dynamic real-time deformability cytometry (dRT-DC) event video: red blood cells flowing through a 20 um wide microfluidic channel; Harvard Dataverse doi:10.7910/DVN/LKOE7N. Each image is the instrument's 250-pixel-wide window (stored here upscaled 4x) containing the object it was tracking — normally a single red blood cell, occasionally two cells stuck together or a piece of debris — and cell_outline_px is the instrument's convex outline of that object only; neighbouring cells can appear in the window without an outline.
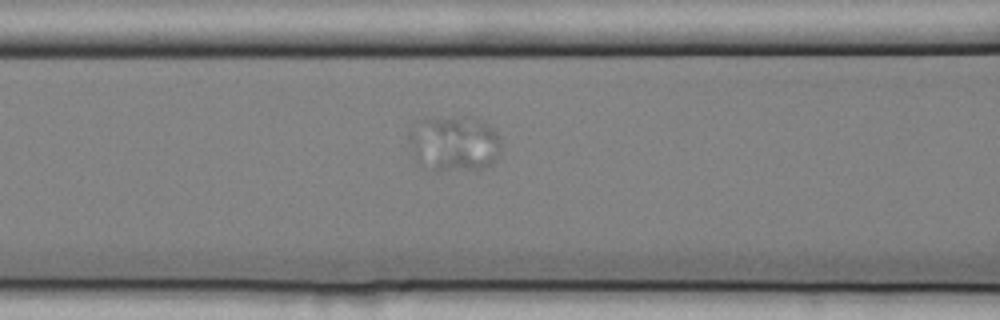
{"species": "common noctule bat (a hibernating species)", "species_latin": "Nyctalus noctula", "temperature_condition": "cold", "stored_images_in_passage": 48, "camera_frame_rate_fps": 3000, "um_per_image_px": 0.085, "animal": {"sex": "female", "body_mass_g": 25.1}, "frame": {"image": 1, "passage_image": 15, "time_ms": 4.667, "image_size_px": [1000, 320], "cell_outline_px": [[500, 144], [496, 156], [492, 164], [476, 172], [436, 172], [420, 164], [416, 160], [408, 140], [408, 132], [416, 120], [424, 116], [476, 120], [492, 128], [500, 136]], "centroid_in_image_um": [38.53, 12.26], "position_along_channel_um": 128.1, "area_um2": 30.46}}
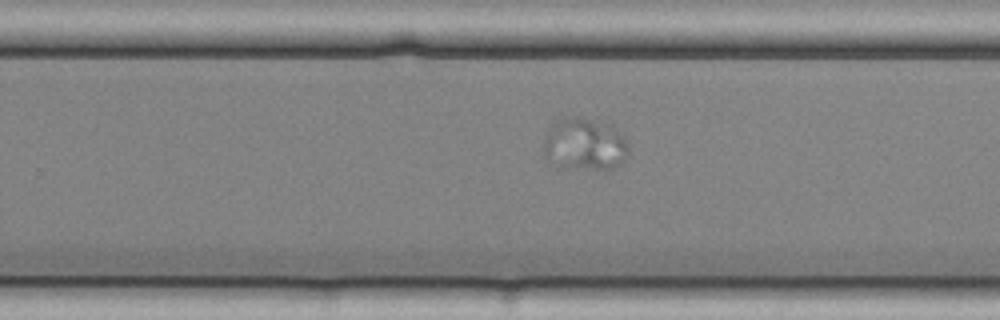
{"frame": {"image": 2, "passage_image": 28, "time_ms": 9.0, "image_size_px": [1000, 320], "cell_outline_px": [[628, 156], [620, 164], [612, 168], [560, 168], [548, 160], [544, 156], [544, 136], [548, 128], [560, 116], [564, 116], [588, 120], [608, 124], [620, 132], [624, 136], [628, 144]], "centroid_in_image_um": [49.65, 12.27], "position_along_channel_um": 280.1, "area_um2": 25.89}}
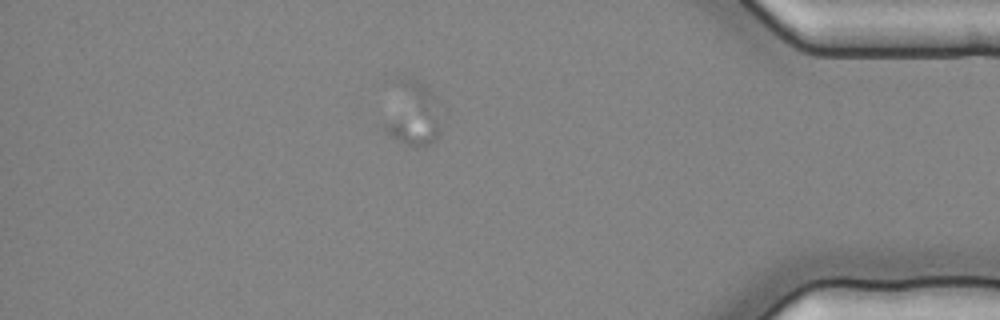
{"frame": {"image": 3, "passage_image": 41, "time_ms": 13.333, "image_size_px": [1000, 320], "cell_outline_px": [[440, 132], [428, 144], [416, 148], [396, 140], [384, 128], [396, 76], [404, 76], [416, 80], [424, 84], [428, 92]], "centroid_in_image_um": [34.96, 9.66], "position_along_channel_um": 400.2, "area_um2": 20.06}}